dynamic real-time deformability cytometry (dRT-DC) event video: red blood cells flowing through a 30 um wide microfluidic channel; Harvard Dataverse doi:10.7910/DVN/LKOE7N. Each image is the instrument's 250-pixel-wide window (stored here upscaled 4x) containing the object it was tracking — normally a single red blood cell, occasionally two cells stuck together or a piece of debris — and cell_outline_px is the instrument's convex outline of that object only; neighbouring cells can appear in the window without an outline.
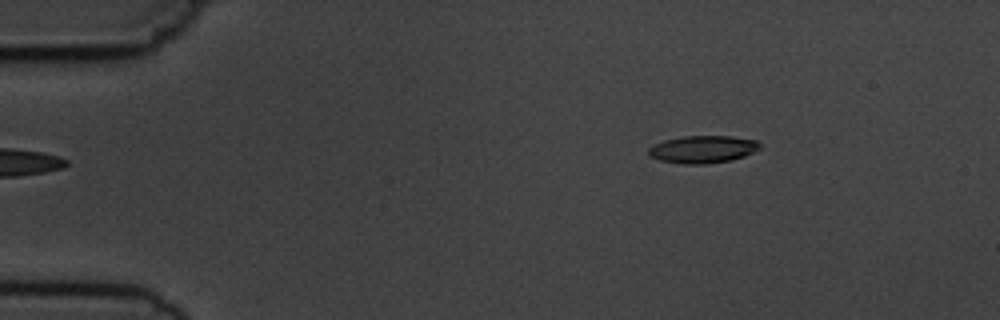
{"species": "common noctule bat (a hibernating species)", "species_latin": "Nyctalus noctula", "temperature_condition": "cold", "stored_images_in_passage": 2, "camera_frame_rate_fps": 3000, "um_per_image_px": 0.085, "animal": {"sex": "male", "body_mass_g": 19.5, "forearm_length_mm": 54.6}, "frame": {"image": 1, "passage_image": 2, "time_ms": 1.333, "image_size_px": [1000, 320], "cell_outline_px": [[760, 148], [744, 156], [732, 160], [704, 164], [684, 164], [660, 160], [648, 156], [648, 148], [652, 144], [664, 140], [684, 136], [732, 136], [756, 140], [760, 144]], "centroid_in_image_um": [59.7, 12.69], "position_along_channel_um": 25.3, "area_um2": 17.86}}